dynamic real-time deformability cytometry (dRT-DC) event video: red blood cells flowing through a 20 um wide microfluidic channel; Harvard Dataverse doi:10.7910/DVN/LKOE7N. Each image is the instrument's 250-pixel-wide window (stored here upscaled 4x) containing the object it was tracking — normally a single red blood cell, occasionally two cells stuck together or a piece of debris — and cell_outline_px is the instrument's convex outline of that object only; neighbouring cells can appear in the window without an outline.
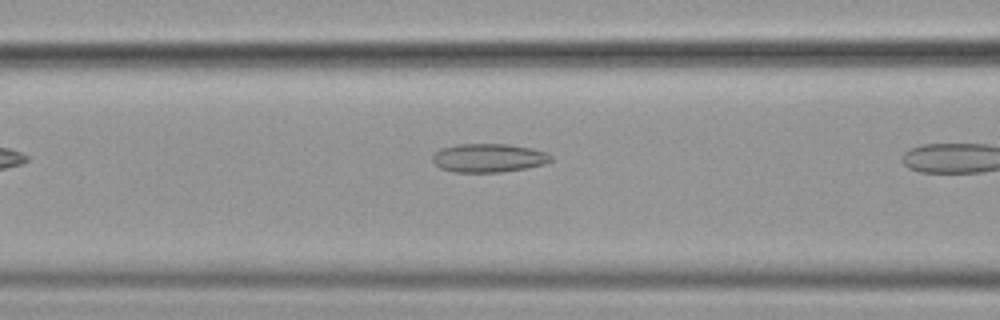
{"species": "common noctule bat (a hibernating species)", "species_latin": "Nyctalus noctula", "temperature_condition": "cold", "stored_images_in_passage": 4, "camera_frame_rate_fps": 3000, "um_per_image_px": 0.085, "animal": {"sex": "female", "body_mass_g": 19.9}, "frame": {"image": 1, "passage_image": 3, "time_ms": 0.667, "image_size_px": [1000, 320], "cell_outline_px": [[552, 160], [544, 164], [524, 168], [500, 172], [452, 172], [440, 168], [432, 160], [432, 156], [440, 148], [456, 144], [508, 144], [532, 148], [548, 152], [552, 156]], "centroid_in_image_um": [41.53, 13.41], "position_along_channel_um": 125.1, "area_um2": 19.83}}